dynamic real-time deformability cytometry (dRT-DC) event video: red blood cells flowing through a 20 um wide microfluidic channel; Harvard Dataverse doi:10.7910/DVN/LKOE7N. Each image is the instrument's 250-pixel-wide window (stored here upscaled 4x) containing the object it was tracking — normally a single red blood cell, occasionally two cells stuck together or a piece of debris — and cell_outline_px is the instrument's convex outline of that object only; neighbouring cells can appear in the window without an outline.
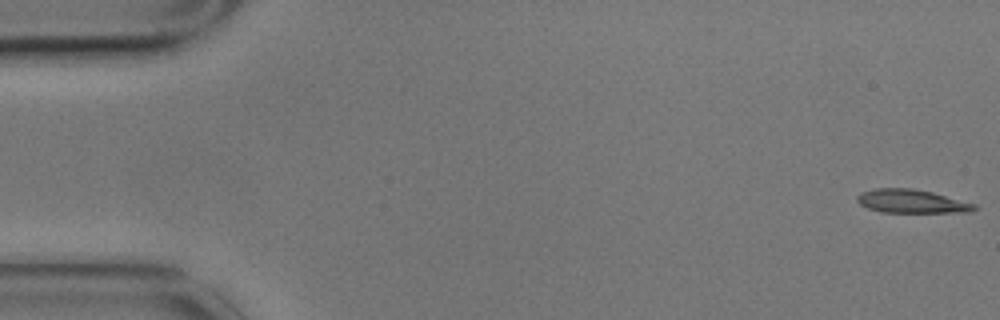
{"species": "common noctule bat (a hibernating species)", "species_latin": "Nyctalus noctula", "temperature_condition": "cold", "stored_images_in_passage": 5, "camera_frame_rate_fps": 3000, "um_per_image_px": 0.085, "animal": {"sex": "male", "body_mass_g": 17.9}, "frame": {"image": 1, "passage_image": 1, "time_ms": 0.0, "image_size_px": [1000, 320], "cell_outline_px": [[980, 208], [972, 212], [880, 212], [868, 208], [860, 204], [856, 200], [856, 196], [860, 192], [876, 188], [912, 188], [932, 192], [976, 204]], "centroid_in_image_um": [77.5, 17.11], "position_along_channel_um": 7.5, "area_um2": 16.18}}
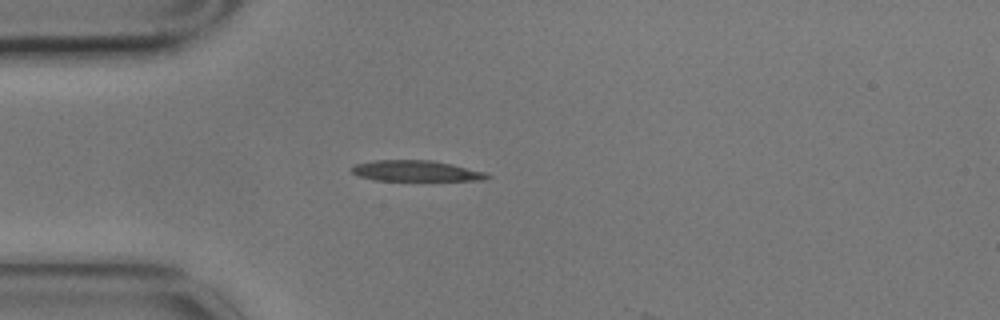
{"frame": {"image": 2, "passage_image": 5, "time_ms": 1.333, "image_size_px": [1000, 320], "cell_outline_px": [[492, 176], [484, 180], [376, 180], [360, 176], [352, 172], [352, 164], [372, 160], [432, 160], [452, 164], [488, 172]], "centroid_in_image_um": [35.39, 14.52], "position_along_channel_um": 49.6, "area_um2": 16.47}}